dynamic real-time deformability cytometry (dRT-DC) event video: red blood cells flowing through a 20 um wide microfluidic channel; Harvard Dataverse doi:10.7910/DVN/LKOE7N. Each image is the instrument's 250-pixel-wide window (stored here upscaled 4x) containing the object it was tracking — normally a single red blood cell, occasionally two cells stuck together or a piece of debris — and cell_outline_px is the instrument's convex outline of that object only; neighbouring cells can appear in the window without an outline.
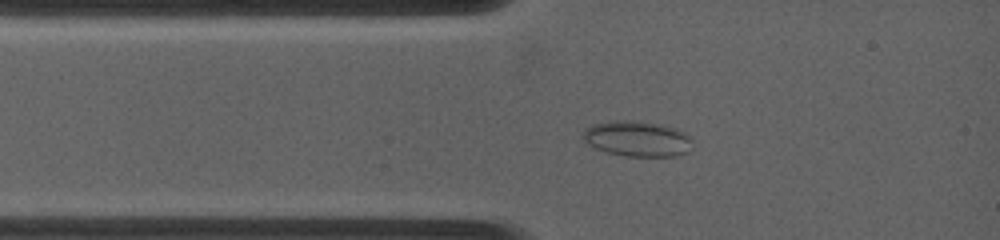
{"species": "common noctule bat (a hibernating species)", "species_latin": "Nyctalus noctula", "temperature_condition": "warm", "stored_images_in_passage": 6, "camera_frame_rate_fps": 4500, "um_per_image_px": 0.085, "animal": {"sex": "female", "body_mass_g": 19.0, "forearm_length_mm": 53.3}, "frame": {"image": 1, "passage_image": 3, "time_ms": 1.111, "image_size_px": [1000, 240], "cell_outline_px": [[692, 140], [688, 152], [676, 156], [624, 156], [608, 152], [596, 148], [588, 144], [584, 140], [584, 132], [588, 128], [596, 124], [616, 120], [632, 120], [664, 124], [676, 128], [684, 132]], "centroid_in_image_um": [54.21, 11.79], "position_along_channel_um": 30.8, "area_um2": 22.48}}
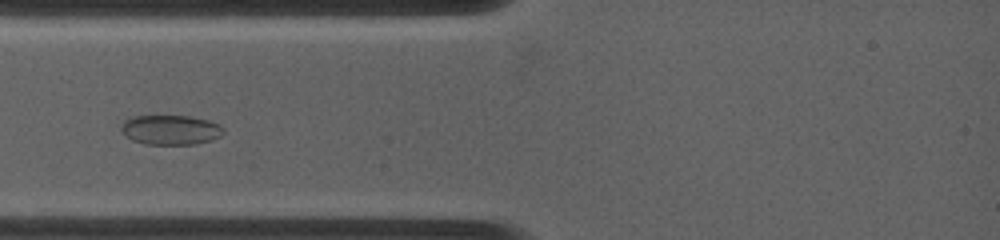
{"frame": {"image": 2, "passage_image": 5, "time_ms": 2.222, "image_size_px": [1000, 240], "cell_outline_px": [[224, 132], [220, 136], [212, 140], [196, 144], [144, 144], [132, 140], [120, 132], [120, 128], [124, 120], [132, 116], [192, 116], [208, 120], [220, 124], [224, 128]], "centroid_in_image_um": [14.5, 11.03], "position_along_channel_um": 70.5, "area_um2": 17.92}}